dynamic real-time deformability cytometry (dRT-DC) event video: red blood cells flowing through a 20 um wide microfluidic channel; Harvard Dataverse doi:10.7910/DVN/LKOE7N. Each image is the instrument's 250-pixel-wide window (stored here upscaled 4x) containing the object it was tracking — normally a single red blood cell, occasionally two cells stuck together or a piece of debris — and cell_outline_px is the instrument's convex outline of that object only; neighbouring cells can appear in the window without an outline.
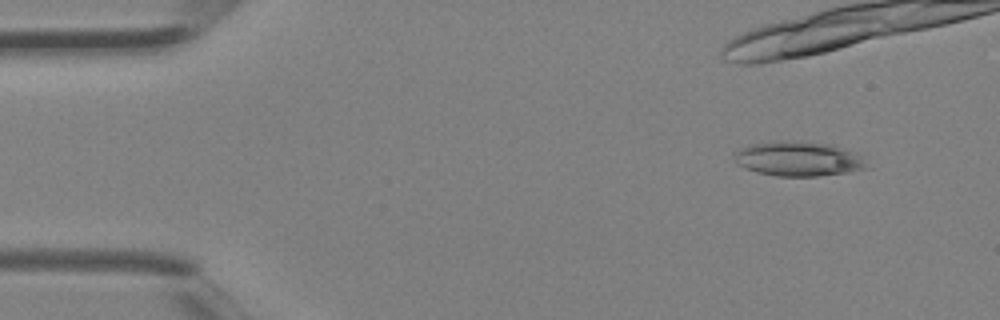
{"species": "Egyptian fruit bat (a non-hibernating species)", "species_latin": "Rousettus aegyptiacus", "temperature_condition": "room temperature", "stored_images_in_passage": 4, "camera_frame_rate_fps": 3000, "um_per_image_px": 0.085, "animal": {"sex": "female"}, "frame": {"image": 1, "passage_image": 1, "time_ms": 0.0, "image_size_px": [1000, 320], "cell_outline_px": [[872, 168], [848, 172], [816, 176], [776, 176], [756, 172], [744, 168], [736, 164], [736, 152], [740, 148], [748, 144], [780, 140], [800, 140], [832, 144], [856, 156]], "centroid_in_image_um": [67.79, 13.49], "position_along_channel_um": 17.2, "area_um2": 26.65}}